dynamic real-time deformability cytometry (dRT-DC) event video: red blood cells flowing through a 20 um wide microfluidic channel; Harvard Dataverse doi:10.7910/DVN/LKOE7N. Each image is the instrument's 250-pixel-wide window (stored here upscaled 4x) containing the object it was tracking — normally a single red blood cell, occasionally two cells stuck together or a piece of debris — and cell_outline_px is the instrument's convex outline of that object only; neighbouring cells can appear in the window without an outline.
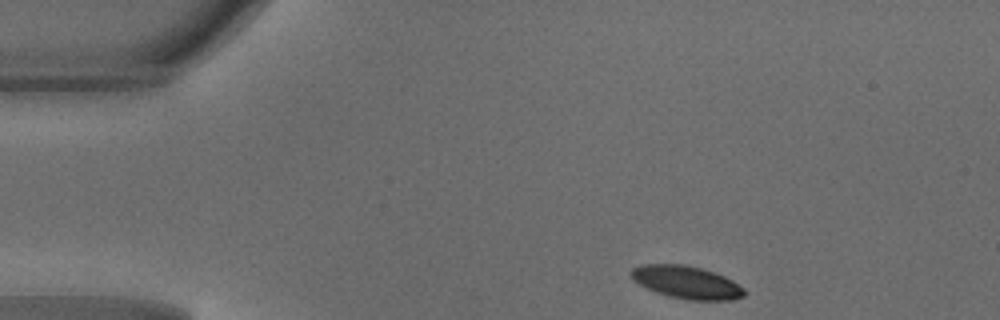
{"species": "common noctule bat (a hibernating species)", "species_latin": "Nyctalus noctula", "temperature_condition": "warm", "stored_images_in_passage": 42, "camera_frame_rate_fps": 3000, "um_per_image_px": 0.085, "animal": {"sex": "male", "body_mass_g": 18.8}, "frame": {"image": 1, "passage_image": 1, "time_ms": 0.0, "image_size_px": [1000, 320], "cell_outline_px": [[748, 292], [744, 296], [732, 300], [688, 300], [668, 296], [656, 292], [632, 280], [632, 268], [640, 264], [684, 264], [700, 268], [724, 276], [732, 280], [744, 288]], "centroid_in_image_um": [58.38, 24.0], "position_along_channel_um": 26.6, "area_um2": 21.56}}
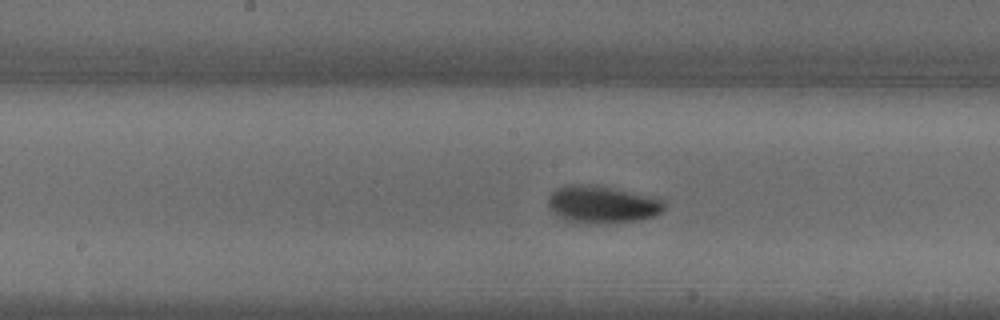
{"frame": {"image": 2, "passage_image": 18, "time_ms": 5.667, "image_size_px": [1000, 320], "cell_outline_px": [[664, 208], [656, 216], [636, 220], [568, 220], [552, 212], [548, 208], [548, 196], [556, 188], [568, 184], [596, 184], [660, 196], [664, 200]], "centroid_in_image_um": [51.24, 17.27], "position_along_channel_um": 197.0, "area_um2": 24.85}}
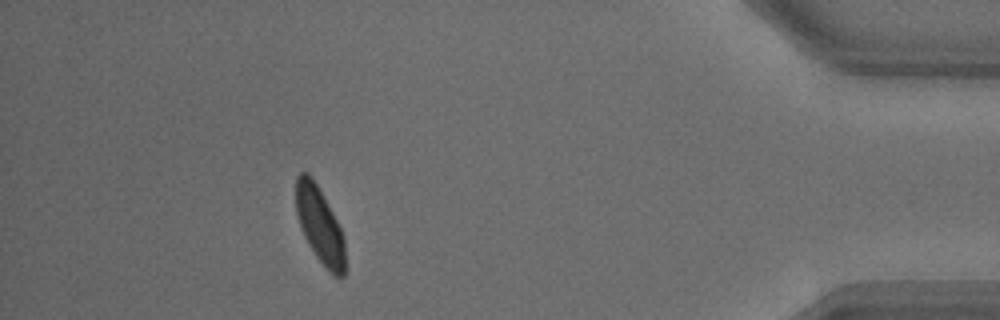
{"frame": {"image": 3, "passage_image": 37, "time_ms": 12.0, "image_size_px": [1000, 320], "cell_outline_px": [[344, 276], [332, 276], [316, 256], [308, 244], [300, 228], [296, 212], [296, 176], [300, 172], [308, 172], [312, 176], [332, 212], [344, 236]], "centroid_in_image_um": [27.15, 19.12], "position_along_channel_um": 408.0, "area_um2": 21.68}, "authors_computed_cell_mechanics": {"area_um2": 22.9466, "velocity_mm_per_s": 4.1532, "shape_relaxation_time_tau1_ms": 2.2319, "shape_relaxation_time_tau2_ms": 4.0128, "deformation_change_tau1": 0.1051, "deformation_change_tau2": 0.0723}}